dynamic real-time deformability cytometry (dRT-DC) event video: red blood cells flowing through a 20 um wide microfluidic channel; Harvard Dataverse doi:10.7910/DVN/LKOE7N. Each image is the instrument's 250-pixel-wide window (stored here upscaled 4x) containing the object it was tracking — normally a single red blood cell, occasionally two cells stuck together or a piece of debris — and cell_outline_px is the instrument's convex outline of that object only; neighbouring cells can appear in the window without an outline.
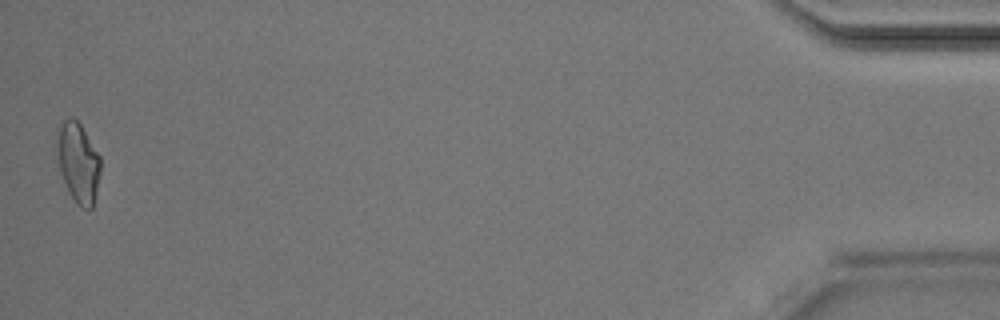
{"species": "Egyptian fruit bat (a non-hibernating species)", "species_latin": "Rousettus aegyptiacus", "temperature_condition": "room temperature", "stored_images_in_passage": 34, "camera_frame_rate_fps": 3000, "um_per_image_px": 0.085, "animal": {"sex": "male"}, "frame": {"image": 1, "passage_image": 34, "time_ms": 11.0, "image_size_px": [1000, 320], "cell_outline_px": [[100, 172], [92, 208], [80, 208], [76, 204], [68, 192], [60, 172], [56, 148], [56, 128], [68, 116], [72, 116], [80, 124], [100, 156]], "centroid_in_image_um": [6.6, 13.79], "position_along_channel_um": 428.6, "area_um2": 20.46}}